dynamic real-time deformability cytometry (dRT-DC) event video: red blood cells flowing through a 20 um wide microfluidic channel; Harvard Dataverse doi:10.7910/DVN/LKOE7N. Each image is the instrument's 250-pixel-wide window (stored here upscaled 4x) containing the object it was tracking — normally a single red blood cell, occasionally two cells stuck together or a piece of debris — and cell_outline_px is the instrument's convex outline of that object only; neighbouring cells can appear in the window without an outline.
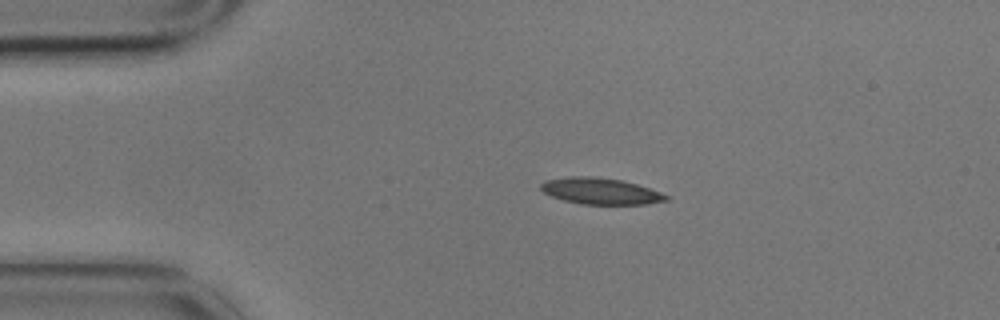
{"species": "common noctule bat (a hibernating species)", "species_latin": "Nyctalus noctula", "temperature_condition": "cold", "stored_images_in_passage": 3, "camera_frame_rate_fps": 3000, "um_per_image_px": 0.085, "animal": {"sex": "male", "body_mass_g": 17.9}, "frame": {"image": 1, "passage_image": 1, "time_ms": 0.0, "image_size_px": [1000, 320], "cell_outline_px": [[668, 200], [648, 204], [580, 204], [564, 200], [552, 196], [544, 192], [540, 188], [540, 184], [544, 180], [568, 176], [592, 176], [620, 180], [636, 184], [660, 192], [668, 196]], "centroid_in_image_um": [51.01, 16.24], "position_along_channel_um": 34.0, "area_um2": 19.13}}
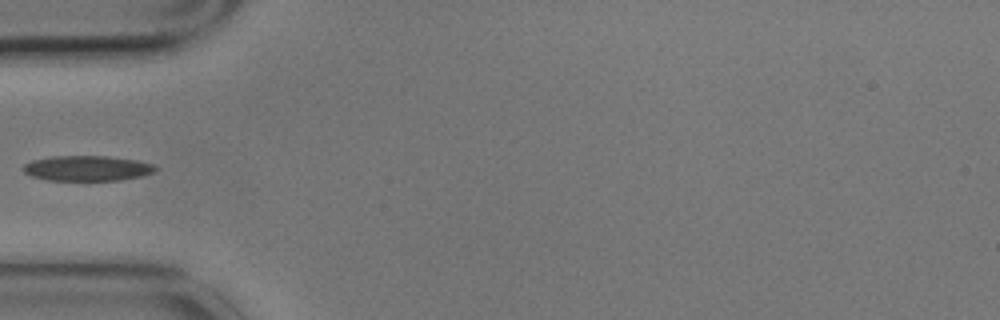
{"frame": {"image": 2, "passage_image": 3, "time_ms": 0.667, "image_size_px": [1000, 320], "cell_outline_px": [[156, 168], [152, 172], [140, 176], [120, 180], [48, 180], [32, 176], [24, 172], [24, 164], [32, 160], [52, 156], [108, 156], [136, 160], [152, 164]], "centroid_in_image_um": [7.38, 14.3], "position_along_channel_um": 77.6, "area_um2": 19.19}}